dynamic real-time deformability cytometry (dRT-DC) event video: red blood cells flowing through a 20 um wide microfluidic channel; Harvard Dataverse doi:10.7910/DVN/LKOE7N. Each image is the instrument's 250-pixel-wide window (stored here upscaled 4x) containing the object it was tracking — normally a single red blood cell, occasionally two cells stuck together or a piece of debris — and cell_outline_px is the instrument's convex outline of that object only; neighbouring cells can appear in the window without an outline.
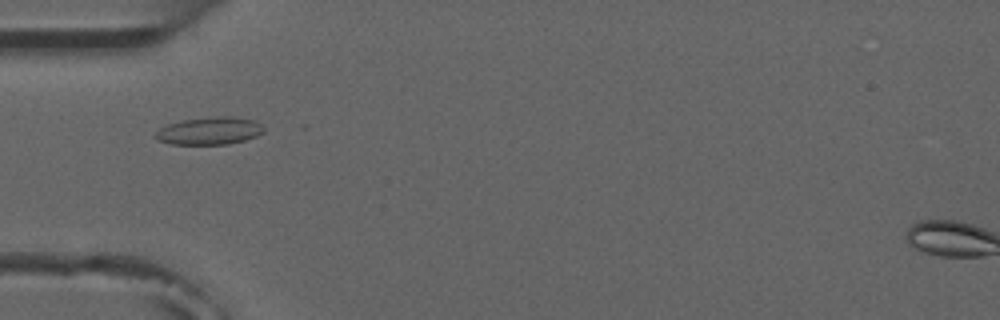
{"species": "common noctule bat (a hibernating species)", "species_latin": "Nyctalus noctula", "temperature_condition": "room temperature", "stored_images_in_passage": 6, "camera_frame_rate_fps": 3000, "um_per_image_px": 0.085, "animal": {"sex": "male", "forearm_length_mm": 52.5}, "frame": {"image": 1, "passage_image": 3, "time_ms": 3.333, "image_size_px": [1000, 320], "cell_outline_px": [[264, 132], [256, 136], [244, 140], [228, 144], [172, 144], [156, 140], [152, 136], [160, 128], [168, 124], [184, 120], [216, 116], [232, 116], [256, 120], [264, 128]], "centroid_in_image_um": [17.8, 11.12], "position_along_channel_um": 67.2, "area_um2": 17.46}}
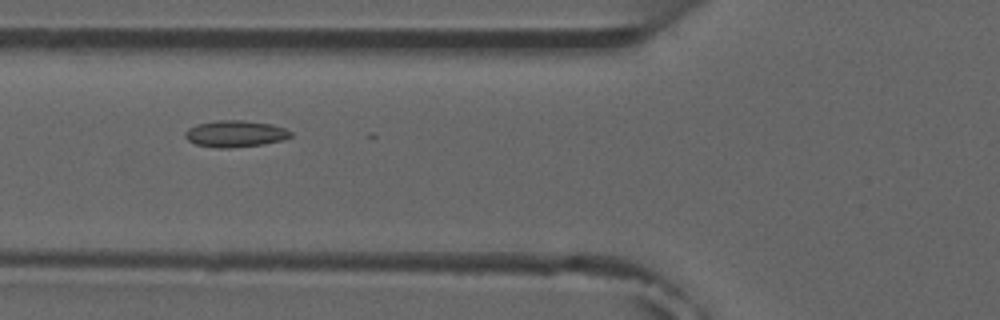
{"frame": {"image": 2, "passage_image": 4, "time_ms": 4.333, "image_size_px": [1000, 320], "cell_outline_px": [[292, 136], [284, 140], [264, 144], [232, 148], [216, 148], [196, 144], [188, 140], [184, 136], [184, 132], [188, 128], [196, 124], [216, 120], [244, 120], [272, 124], [284, 128], [292, 132]], "centroid_in_image_um": [20.0, 11.37], "position_along_channel_um": 105.8, "area_um2": 16.59}}
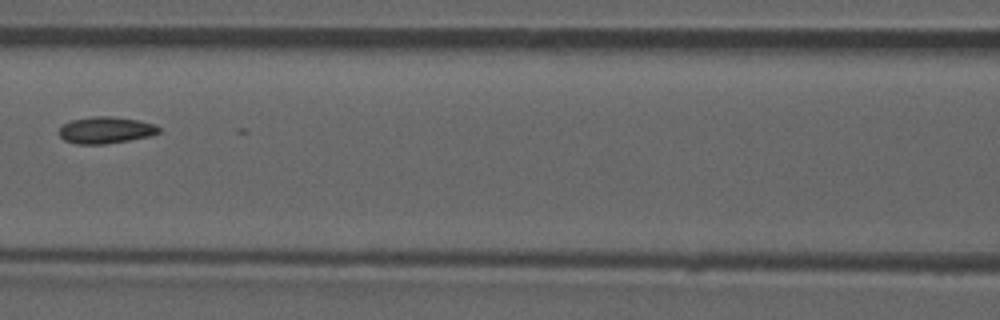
{"frame": {"image": 3, "passage_image": 5, "time_ms": 5.667, "image_size_px": [1000, 320], "cell_outline_px": [[160, 132], [148, 136], [128, 140], [104, 144], [76, 144], [64, 140], [60, 136], [60, 128], [64, 124], [72, 120], [92, 116], [112, 116], [140, 120], [156, 124], [160, 128]], "centroid_in_image_um": [9.0, 11.05], "position_along_channel_um": 157.6, "area_um2": 15.49}}